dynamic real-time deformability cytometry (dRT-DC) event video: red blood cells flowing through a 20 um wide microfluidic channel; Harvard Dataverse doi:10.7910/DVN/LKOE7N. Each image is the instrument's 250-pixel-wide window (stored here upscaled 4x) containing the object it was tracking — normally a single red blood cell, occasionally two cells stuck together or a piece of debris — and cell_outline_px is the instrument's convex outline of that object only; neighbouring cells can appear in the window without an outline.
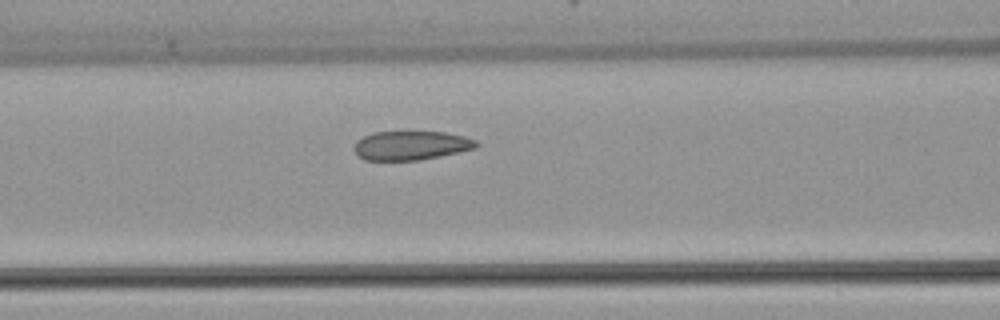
{"species": "common noctule bat (a hibernating species)", "species_latin": "Nyctalus noctula", "temperature_condition": "warm", "stored_images_in_passage": 5, "camera_frame_rate_fps": 3000, "um_per_image_px": 0.085, "animal": {"sex": "female", "body_mass_g": 22.7, "forearm_length_mm": 54.2}, "frame": {"image": 1, "passage_image": 5, "time_ms": 5.667, "image_size_px": [1000, 320], "cell_outline_px": [[480, 144], [476, 148], [460, 152], [420, 160], [364, 160], [356, 152], [356, 140], [372, 132], [444, 132], [464, 136], [476, 140]], "centroid_in_image_um": [34.98, 12.36], "position_along_channel_um": 131.6, "area_um2": 20.58}}